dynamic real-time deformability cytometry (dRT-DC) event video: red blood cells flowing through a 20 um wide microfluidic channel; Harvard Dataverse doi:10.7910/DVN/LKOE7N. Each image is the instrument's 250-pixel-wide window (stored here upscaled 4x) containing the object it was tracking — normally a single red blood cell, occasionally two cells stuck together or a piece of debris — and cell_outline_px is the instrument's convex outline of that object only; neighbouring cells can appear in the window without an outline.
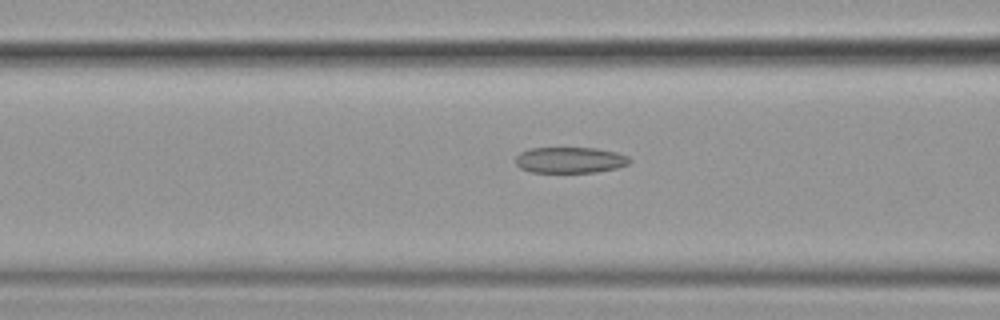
{"species": "common noctule bat (a hibernating species)", "species_latin": "Nyctalus noctula", "temperature_condition": "cold", "stored_images_in_passage": 8, "camera_frame_rate_fps": 3000, "um_per_image_px": 0.085, "animal": {"sex": "female", "body_mass_g": 19.9}, "frame": {"image": 1, "passage_image": 6, "time_ms": 1.667, "image_size_px": [1000, 320], "cell_outline_px": [[632, 160], [628, 164], [616, 168], [596, 172], [532, 172], [520, 168], [516, 164], [516, 156], [520, 152], [528, 148], [596, 148], [616, 152], [628, 156]], "centroid_in_image_um": [48.45, 13.6], "position_along_channel_um": 118.2, "area_um2": 17.28}}